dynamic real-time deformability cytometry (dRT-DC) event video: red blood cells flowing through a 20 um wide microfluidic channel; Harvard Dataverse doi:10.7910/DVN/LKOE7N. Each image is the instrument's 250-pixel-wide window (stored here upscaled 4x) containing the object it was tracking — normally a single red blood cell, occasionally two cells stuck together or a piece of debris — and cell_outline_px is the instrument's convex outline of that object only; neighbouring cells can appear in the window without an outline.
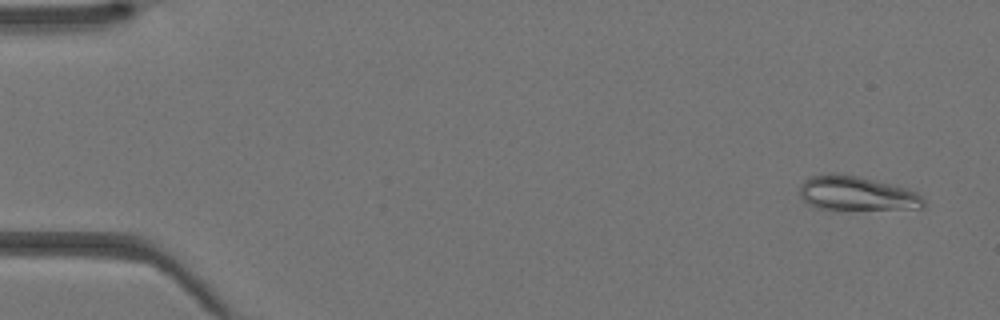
{"species": "Egyptian fruit bat (a non-hibernating species)", "species_latin": "Rousettus aegyptiacus", "temperature_condition": "warm", "stored_images_in_passage": 43, "camera_frame_rate_fps": 3000, "um_per_image_px": 0.085, "animal": {"sex": "female"}, "frame": {"image": 1, "passage_image": 2, "time_ms": 0.333, "image_size_px": [1000, 320], "cell_outline_px": [[924, 208], [816, 208], [808, 204], [800, 196], [800, 184], [808, 176], [832, 172], [836, 172], [860, 176], [908, 188], [916, 192], [924, 200]], "centroid_in_image_um": [72.77, 16.39], "position_along_channel_um": 12.2, "area_um2": 24.62}}
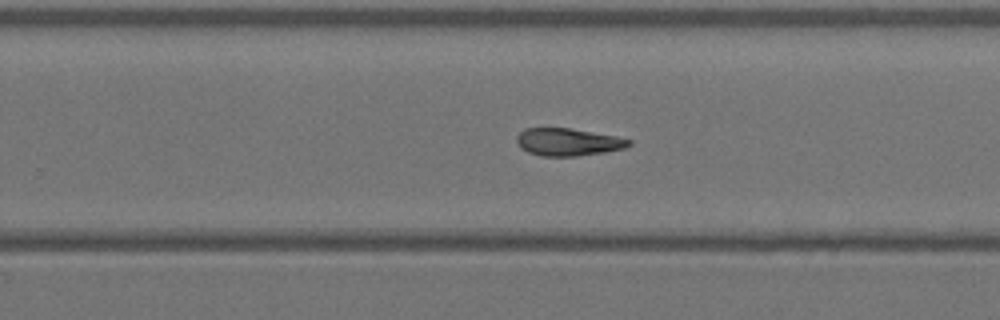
{"frame": {"image": 2, "passage_image": 27, "time_ms": 8.667, "image_size_px": [1000, 320], "cell_outline_px": [[632, 144], [624, 148], [604, 152], [576, 156], [540, 156], [528, 152], [520, 148], [516, 140], [516, 136], [524, 128], [568, 128], [616, 136], [632, 140]], "centroid_in_image_um": [48.26, 12.07], "position_along_channel_um": 281.5, "area_um2": 17.98}}
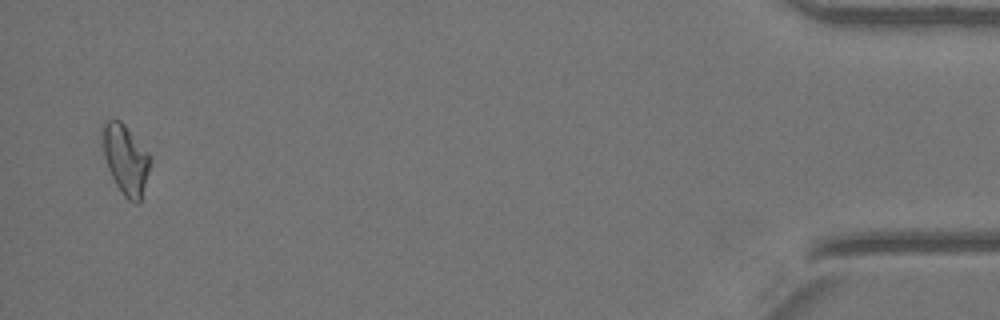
{"frame": {"image": 3, "passage_image": 41, "time_ms": 13.333, "image_size_px": [1000, 320], "cell_outline_px": [[148, 172], [140, 204], [136, 204], [128, 200], [124, 196], [116, 184], [108, 168], [104, 156], [100, 132], [104, 120], [120, 120], [124, 124], [148, 152]], "centroid_in_image_um": [10.63, 13.54], "position_along_channel_um": 424.6, "area_um2": 19.19}}